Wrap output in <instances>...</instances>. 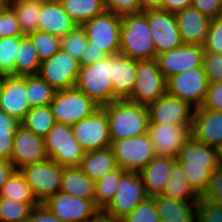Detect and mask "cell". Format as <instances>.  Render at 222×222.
<instances>
[{
    "label": "cell",
    "mask_w": 222,
    "mask_h": 222,
    "mask_svg": "<svg viewBox=\"0 0 222 222\" xmlns=\"http://www.w3.org/2000/svg\"><path fill=\"white\" fill-rule=\"evenodd\" d=\"M176 159L199 195L206 189L211 173L220 168L218 148L201 143L193 136L183 145Z\"/></svg>",
    "instance_id": "obj_1"
},
{
    "label": "cell",
    "mask_w": 222,
    "mask_h": 222,
    "mask_svg": "<svg viewBox=\"0 0 222 222\" xmlns=\"http://www.w3.org/2000/svg\"><path fill=\"white\" fill-rule=\"evenodd\" d=\"M105 108L111 142L147 134L149 113L147 105L127 99L103 105Z\"/></svg>",
    "instance_id": "obj_2"
},
{
    "label": "cell",
    "mask_w": 222,
    "mask_h": 222,
    "mask_svg": "<svg viewBox=\"0 0 222 222\" xmlns=\"http://www.w3.org/2000/svg\"><path fill=\"white\" fill-rule=\"evenodd\" d=\"M119 53L138 61L156 59L147 11L122 16Z\"/></svg>",
    "instance_id": "obj_3"
},
{
    "label": "cell",
    "mask_w": 222,
    "mask_h": 222,
    "mask_svg": "<svg viewBox=\"0 0 222 222\" xmlns=\"http://www.w3.org/2000/svg\"><path fill=\"white\" fill-rule=\"evenodd\" d=\"M75 88L93 99L99 106L114 102L111 81V55L89 65H81Z\"/></svg>",
    "instance_id": "obj_4"
},
{
    "label": "cell",
    "mask_w": 222,
    "mask_h": 222,
    "mask_svg": "<svg viewBox=\"0 0 222 222\" xmlns=\"http://www.w3.org/2000/svg\"><path fill=\"white\" fill-rule=\"evenodd\" d=\"M50 106L56 123L71 126L100 107L93 99L75 87L56 91Z\"/></svg>",
    "instance_id": "obj_5"
},
{
    "label": "cell",
    "mask_w": 222,
    "mask_h": 222,
    "mask_svg": "<svg viewBox=\"0 0 222 222\" xmlns=\"http://www.w3.org/2000/svg\"><path fill=\"white\" fill-rule=\"evenodd\" d=\"M45 144L53 161L63 167H80L85 151L75 139L71 125L55 123L45 137Z\"/></svg>",
    "instance_id": "obj_6"
},
{
    "label": "cell",
    "mask_w": 222,
    "mask_h": 222,
    "mask_svg": "<svg viewBox=\"0 0 222 222\" xmlns=\"http://www.w3.org/2000/svg\"><path fill=\"white\" fill-rule=\"evenodd\" d=\"M64 168L52 159L29 164L20 169L39 203L60 191Z\"/></svg>",
    "instance_id": "obj_7"
},
{
    "label": "cell",
    "mask_w": 222,
    "mask_h": 222,
    "mask_svg": "<svg viewBox=\"0 0 222 222\" xmlns=\"http://www.w3.org/2000/svg\"><path fill=\"white\" fill-rule=\"evenodd\" d=\"M121 23L122 16L105 11L83 24L82 28L91 47L114 55L120 52Z\"/></svg>",
    "instance_id": "obj_8"
},
{
    "label": "cell",
    "mask_w": 222,
    "mask_h": 222,
    "mask_svg": "<svg viewBox=\"0 0 222 222\" xmlns=\"http://www.w3.org/2000/svg\"><path fill=\"white\" fill-rule=\"evenodd\" d=\"M208 79L203 67L188 69L167 79V94L184 100L192 107H202L207 91Z\"/></svg>",
    "instance_id": "obj_9"
},
{
    "label": "cell",
    "mask_w": 222,
    "mask_h": 222,
    "mask_svg": "<svg viewBox=\"0 0 222 222\" xmlns=\"http://www.w3.org/2000/svg\"><path fill=\"white\" fill-rule=\"evenodd\" d=\"M111 147L117 165L129 172H140L156 156L148 134L115 140Z\"/></svg>",
    "instance_id": "obj_10"
},
{
    "label": "cell",
    "mask_w": 222,
    "mask_h": 222,
    "mask_svg": "<svg viewBox=\"0 0 222 222\" xmlns=\"http://www.w3.org/2000/svg\"><path fill=\"white\" fill-rule=\"evenodd\" d=\"M147 197L149 196L139 172L127 171L122 176L112 201L101 212L110 217L122 219Z\"/></svg>",
    "instance_id": "obj_11"
},
{
    "label": "cell",
    "mask_w": 222,
    "mask_h": 222,
    "mask_svg": "<svg viewBox=\"0 0 222 222\" xmlns=\"http://www.w3.org/2000/svg\"><path fill=\"white\" fill-rule=\"evenodd\" d=\"M166 82L156 59L137 60L136 82L127 100L148 105L167 93Z\"/></svg>",
    "instance_id": "obj_12"
},
{
    "label": "cell",
    "mask_w": 222,
    "mask_h": 222,
    "mask_svg": "<svg viewBox=\"0 0 222 222\" xmlns=\"http://www.w3.org/2000/svg\"><path fill=\"white\" fill-rule=\"evenodd\" d=\"M75 139L85 152L111 146L109 123L105 108L100 106L88 117L72 125Z\"/></svg>",
    "instance_id": "obj_13"
},
{
    "label": "cell",
    "mask_w": 222,
    "mask_h": 222,
    "mask_svg": "<svg viewBox=\"0 0 222 222\" xmlns=\"http://www.w3.org/2000/svg\"><path fill=\"white\" fill-rule=\"evenodd\" d=\"M80 62L61 49L51 58L40 63L38 75L54 90H65L75 87Z\"/></svg>",
    "instance_id": "obj_14"
},
{
    "label": "cell",
    "mask_w": 222,
    "mask_h": 222,
    "mask_svg": "<svg viewBox=\"0 0 222 222\" xmlns=\"http://www.w3.org/2000/svg\"><path fill=\"white\" fill-rule=\"evenodd\" d=\"M147 134L156 156L176 159L183 145L192 137V125L149 123Z\"/></svg>",
    "instance_id": "obj_15"
},
{
    "label": "cell",
    "mask_w": 222,
    "mask_h": 222,
    "mask_svg": "<svg viewBox=\"0 0 222 222\" xmlns=\"http://www.w3.org/2000/svg\"><path fill=\"white\" fill-rule=\"evenodd\" d=\"M42 204L62 222H90L100 212L92 201L62 192Z\"/></svg>",
    "instance_id": "obj_16"
},
{
    "label": "cell",
    "mask_w": 222,
    "mask_h": 222,
    "mask_svg": "<svg viewBox=\"0 0 222 222\" xmlns=\"http://www.w3.org/2000/svg\"><path fill=\"white\" fill-rule=\"evenodd\" d=\"M147 19L157 55L184 44L175 14L162 9L148 10Z\"/></svg>",
    "instance_id": "obj_17"
},
{
    "label": "cell",
    "mask_w": 222,
    "mask_h": 222,
    "mask_svg": "<svg viewBox=\"0 0 222 222\" xmlns=\"http://www.w3.org/2000/svg\"><path fill=\"white\" fill-rule=\"evenodd\" d=\"M149 123L192 125L195 108L167 93L147 105Z\"/></svg>",
    "instance_id": "obj_18"
},
{
    "label": "cell",
    "mask_w": 222,
    "mask_h": 222,
    "mask_svg": "<svg viewBox=\"0 0 222 222\" xmlns=\"http://www.w3.org/2000/svg\"><path fill=\"white\" fill-rule=\"evenodd\" d=\"M204 47L197 44H183L175 49L163 52L156 57L159 69L165 79L188 69L202 67Z\"/></svg>",
    "instance_id": "obj_19"
},
{
    "label": "cell",
    "mask_w": 222,
    "mask_h": 222,
    "mask_svg": "<svg viewBox=\"0 0 222 222\" xmlns=\"http://www.w3.org/2000/svg\"><path fill=\"white\" fill-rule=\"evenodd\" d=\"M49 159L46 151L45 138L37 136L23 126L14 133L11 162L16 170L24 166Z\"/></svg>",
    "instance_id": "obj_20"
},
{
    "label": "cell",
    "mask_w": 222,
    "mask_h": 222,
    "mask_svg": "<svg viewBox=\"0 0 222 222\" xmlns=\"http://www.w3.org/2000/svg\"><path fill=\"white\" fill-rule=\"evenodd\" d=\"M0 109L22 121L31 109L26 96V76H4Z\"/></svg>",
    "instance_id": "obj_21"
},
{
    "label": "cell",
    "mask_w": 222,
    "mask_h": 222,
    "mask_svg": "<svg viewBox=\"0 0 222 222\" xmlns=\"http://www.w3.org/2000/svg\"><path fill=\"white\" fill-rule=\"evenodd\" d=\"M192 136L212 147L222 146V111L196 108L192 121Z\"/></svg>",
    "instance_id": "obj_22"
},
{
    "label": "cell",
    "mask_w": 222,
    "mask_h": 222,
    "mask_svg": "<svg viewBox=\"0 0 222 222\" xmlns=\"http://www.w3.org/2000/svg\"><path fill=\"white\" fill-rule=\"evenodd\" d=\"M137 60L122 55H111V81L114 101L128 99L136 82Z\"/></svg>",
    "instance_id": "obj_23"
},
{
    "label": "cell",
    "mask_w": 222,
    "mask_h": 222,
    "mask_svg": "<svg viewBox=\"0 0 222 222\" xmlns=\"http://www.w3.org/2000/svg\"><path fill=\"white\" fill-rule=\"evenodd\" d=\"M175 18L184 44L203 46L211 19L193 7H188L176 13Z\"/></svg>",
    "instance_id": "obj_24"
},
{
    "label": "cell",
    "mask_w": 222,
    "mask_h": 222,
    "mask_svg": "<svg viewBox=\"0 0 222 222\" xmlns=\"http://www.w3.org/2000/svg\"><path fill=\"white\" fill-rule=\"evenodd\" d=\"M76 26L58 0H44L38 17L37 30L62 38Z\"/></svg>",
    "instance_id": "obj_25"
},
{
    "label": "cell",
    "mask_w": 222,
    "mask_h": 222,
    "mask_svg": "<svg viewBox=\"0 0 222 222\" xmlns=\"http://www.w3.org/2000/svg\"><path fill=\"white\" fill-rule=\"evenodd\" d=\"M176 159L155 156L140 172L148 196L162 194L170 178V168Z\"/></svg>",
    "instance_id": "obj_26"
},
{
    "label": "cell",
    "mask_w": 222,
    "mask_h": 222,
    "mask_svg": "<svg viewBox=\"0 0 222 222\" xmlns=\"http://www.w3.org/2000/svg\"><path fill=\"white\" fill-rule=\"evenodd\" d=\"M161 222H192L197 217V202H184L161 194L151 196Z\"/></svg>",
    "instance_id": "obj_27"
},
{
    "label": "cell",
    "mask_w": 222,
    "mask_h": 222,
    "mask_svg": "<svg viewBox=\"0 0 222 222\" xmlns=\"http://www.w3.org/2000/svg\"><path fill=\"white\" fill-rule=\"evenodd\" d=\"M59 192L88 199L95 204V181L80 167L64 168Z\"/></svg>",
    "instance_id": "obj_28"
},
{
    "label": "cell",
    "mask_w": 222,
    "mask_h": 222,
    "mask_svg": "<svg viewBox=\"0 0 222 222\" xmlns=\"http://www.w3.org/2000/svg\"><path fill=\"white\" fill-rule=\"evenodd\" d=\"M118 167L113 148L107 147L85 152L80 168L92 180L102 178L108 172Z\"/></svg>",
    "instance_id": "obj_29"
},
{
    "label": "cell",
    "mask_w": 222,
    "mask_h": 222,
    "mask_svg": "<svg viewBox=\"0 0 222 222\" xmlns=\"http://www.w3.org/2000/svg\"><path fill=\"white\" fill-rule=\"evenodd\" d=\"M161 195L184 202L200 200V195L186 179V175L181 168V163L177 159L172 163L169 181Z\"/></svg>",
    "instance_id": "obj_30"
},
{
    "label": "cell",
    "mask_w": 222,
    "mask_h": 222,
    "mask_svg": "<svg viewBox=\"0 0 222 222\" xmlns=\"http://www.w3.org/2000/svg\"><path fill=\"white\" fill-rule=\"evenodd\" d=\"M77 26L106 11L104 0H58Z\"/></svg>",
    "instance_id": "obj_31"
},
{
    "label": "cell",
    "mask_w": 222,
    "mask_h": 222,
    "mask_svg": "<svg viewBox=\"0 0 222 222\" xmlns=\"http://www.w3.org/2000/svg\"><path fill=\"white\" fill-rule=\"evenodd\" d=\"M40 59L31 39L24 35L20 39L18 52L14 65V76L38 75L40 69Z\"/></svg>",
    "instance_id": "obj_32"
},
{
    "label": "cell",
    "mask_w": 222,
    "mask_h": 222,
    "mask_svg": "<svg viewBox=\"0 0 222 222\" xmlns=\"http://www.w3.org/2000/svg\"><path fill=\"white\" fill-rule=\"evenodd\" d=\"M56 123L50 105L31 107L20 122L28 131L45 138Z\"/></svg>",
    "instance_id": "obj_33"
},
{
    "label": "cell",
    "mask_w": 222,
    "mask_h": 222,
    "mask_svg": "<svg viewBox=\"0 0 222 222\" xmlns=\"http://www.w3.org/2000/svg\"><path fill=\"white\" fill-rule=\"evenodd\" d=\"M44 0H16L11 6L16 13L23 35L37 30L38 17Z\"/></svg>",
    "instance_id": "obj_34"
},
{
    "label": "cell",
    "mask_w": 222,
    "mask_h": 222,
    "mask_svg": "<svg viewBox=\"0 0 222 222\" xmlns=\"http://www.w3.org/2000/svg\"><path fill=\"white\" fill-rule=\"evenodd\" d=\"M126 172L118 166L95 181V205L100 211L112 201L121 178Z\"/></svg>",
    "instance_id": "obj_35"
},
{
    "label": "cell",
    "mask_w": 222,
    "mask_h": 222,
    "mask_svg": "<svg viewBox=\"0 0 222 222\" xmlns=\"http://www.w3.org/2000/svg\"><path fill=\"white\" fill-rule=\"evenodd\" d=\"M0 197L17 200L24 203H39L31 187L27 184L25 176L16 170L0 191Z\"/></svg>",
    "instance_id": "obj_36"
},
{
    "label": "cell",
    "mask_w": 222,
    "mask_h": 222,
    "mask_svg": "<svg viewBox=\"0 0 222 222\" xmlns=\"http://www.w3.org/2000/svg\"><path fill=\"white\" fill-rule=\"evenodd\" d=\"M55 92L39 75L26 76V96L30 107L50 105Z\"/></svg>",
    "instance_id": "obj_37"
},
{
    "label": "cell",
    "mask_w": 222,
    "mask_h": 222,
    "mask_svg": "<svg viewBox=\"0 0 222 222\" xmlns=\"http://www.w3.org/2000/svg\"><path fill=\"white\" fill-rule=\"evenodd\" d=\"M38 204L0 197V222H25Z\"/></svg>",
    "instance_id": "obj_38"
},
{
    "label": "cell",
    "mask_w": 222,
    "mask_h": 222,
    "mask_svg": "<svg viewBox=\"0 0 222 222\" xmlns=\"http://www.w3.org/2000/svg\"><path fill=\"white\" fill-rule=\"evenodd\" d=\"M36 49L41 62L51 58L61 49V37L36 30L27 35Z\"/></svg>",
    "instance_id": "obj_39"
},
{
    "label": "cell",
    "mask_w": 222,
    "mask_h": 222,
    "mask_svg": "<svg viewBox=\"0 0 222 222\" xmlns=\"http://www.w3.org/2000/svg\"><path fill=\"white\" fill-rule=\"evenodd\" d=\"M22 37L0 38V75L14 76L15 59Z\"/></svg>",
    "instance_id": "obj_40"
},
{
    "label": "cell",
    "mask_w": 222,
    "mask_h": 222,
    "mask_svg": "<svg viewBox=\"0 0 222 222\" xmlns=\"http://www.w3.org/2000/svg\"><path fill=\"white\" fill-rule=\"evenodd\" d=\"M88 38L82 26H76L61 38V50L81 61L82 54L87 47Z\"/></svg>",
    "instance_id": "obj_41"
},
{
    "label": "cell",
    "mask_w": 222,
    "mask_h": 222,
    "mask_svg": "<svg viewBox=\"0 0 222 222\" xmlns=\"http://www.w3.org/2000/svg\"><path fill=\"white\" fill-rule=\"evenodd\" d=\"M122 222H161L156 212L154 199L149 196L135 209L122 218Z\"/></svg>",
    "instance_id": "obj_42"
},
{
    "label": "cell",
    "mask_w": 222,
    "mask_h": 222,
    "mask_svg": "<svg viewBox=\"0 0 222 222\" xmlns=\"http://www.w3.org/2000/svg\"><path fill=\"white\" fill-rule=\"evenodd\" d=\"M24 36L15 11L12 7H5L0 12V38Z\"/></svg>",
    "instance_id": "obj_43"
},
{
    "label": "cell",
    "mask_w": 222,
    "mask_h": 222,
    "mask_svg": "<svg viewBox=\"0 0 222 222\" xmlns=\"http://www.w3.org/2000/svg\"><path fill=\"white\" fill-rule=\"evenodd\" d=\"M203 47L205 53H222V16L211 19Z\"/></svg>",
    "instance_id": "obj_44"
},
{
    "label": "cell",
    "mask_w": 222,
    "mask_h": 222,
    "mask_svg": "<svg viewBox=\"0 0 222 222\" xmlns=\"http://www.w3.org/2000/svg\"><path fill=\"white\" fill-rule=\"evenodd\" d=\"M202 67L209 83L222 82V53H204Z\"/></svg>",
    "instance_id": "obj_45"
},
{
    "label": "cell",
    "mask_w": 222,
    "mask_h": 222,
    "mask_svg": "<svg viewBox=\"0 0 222 222\" xmlns=\"http://www.w3.org/2000/svg\"><path fill=\"white\" fill-rule=\"evenodd\" d=\"M201 199L212 201L222 207V169L219 168L211 173L208 184L204 192L200 195Z\"/></svg>",
    "instance_id": "obj_46"
},
{
    "label": "cell",
    "mask_w": 222,
    "mask_h": 222,
    "mask_svg": "<svg viewBox=\"0 0 222 222\" xmlns=\"http://www.w3.org/2000/svg\"><path fill=\"white\" fill-rule=\"evenodd\" d=\"M197 218L198 222H222V207L200 198L197 202Z\"/></svg>",
    "instance_id": "obj_47"
},
{
    "label": "cell",
    "mask_w": 222,
    "mask_h": 222,
    "mask_svg": "<svg viewBox=\"0 0 222 222\" xmlns=\"http://www.w3.org/2000/svg\"><path fill=\"white\" fill-rule=\"evenodd\" d=\"M106 11L119 16L141 12L140 0H104Z\"/></svg>",
    "instance_id": "obj_48"
},
{
    "label": "cell",
    "mask_w": 222,
    "mask_h": 222,
    "mask_svg": "<svg viewBox=\"0 0 222 222\" xmlns=\"http://www.w3.org/2000/svg\"><path fill=\"white\" fill-rule=\"evenodd\" d=\"M202 107L204 109L222 111V82L209 83Z\"/></svg>",
    "instance_id": "obj_49"
},
{
    "label": "cell",
    "mask_w": 222,
    "mask_h": 222,
    "mask_svg": "<svg viewBox=\"0 0 222 222\" xmlns=\"http://www.w3.org/2000/svg\"><path fill=\"white\" fill-rule=\"evenodd\" d=\"M191 7L208 16L210 19L222 16V0H192Z\"/></svg>",
    "instance_id": "obj_50"
},
{
    "label": "cell",
    "mask_w": 222,
    "mask_h": 222,
    "mask_svg": "<svg viewBox=\"0 0 222 222\" xmlns=\"http://www.w3.org/2000/svg\"><path fill=\"white\" fill-rule=\"evenodd\" d=\"M25 222H62L55 214H53L42 203L34 207Z\"/></svg>",
    "instance_id": "obj_51"
},
{
    "label": "cell",
    "mask_w": 222,
    "mask_h": 222,
    "mask_svg": "<svg viewBox=\"0 0 222 222\" xmlns=\"http://www.w3.org/2000/svg\"><path fill=\"white\" fill-rule=\"evenodd\" d=\"M107 56L108 55L102 52L100 49L91 47V43L88 42L87 47L82 54L80 65H89L97 61H101Z\"/></svg>",
    "instance_id": "obj_52"
},
{
    "label": "cell",
    "mask_w": 222,
    "mask_h": 222,
    "mask_svg": "<svg viewBox=\"0 0 222 222\" xmlns=\"http://www.w3.org/2000/svg\"><path fill=\"white\" fill-rule=\"evenodd\" d=\"M20 121L0 109V134H14Z\"/></svg>",
    "instance_id": "obj_53"
},
{
    "label": "cell",
    "mask_w": 222,
    "mask_h": 222,
    "mask_svg": "<svg viewBox=\"0 0 222 222\" xmlns=\"http://www.w3.org/2000/svg\"><path fill=\"white\" fill-rule=\"evenodd\" d=\"M14 134H0V159L11 161Z\"/></svg>",
    "instance_id": "obj_54"
},
{
    "label": "cell",
    "mask_w": 222,
    "mask_h": 222,
    "mask_svg": "<svg viewBox=\"0 0 222 222\" xmlns=\"http://www.w3.org/2000/svg\"><path fill=\"white\" fill-rule=\"evenodd\" d=\"M192 0H163L162 10L176 14L182 10L191 7Z\"/></svg>",
    "instance_id": "obj_55"
},
{
    "label": "cell",
    "mask_w": 222,
    "mask_h": 222,
    "mask_svg": "<svg viewBox=\"0 0 222 222\" xmlns=\"http://www.w3.org/2000/svg\"><path fill=\"white\" fill-rule=\"evenodd\" d=\"M15 171L16 168L10 160L0 159V191Z\"/></svg>",
    "instance_id": "obj_56"
},
{
    "label": "cell",
    "mask_w": 222,
    "mask_h": 222,
    "mask_svg": "<svg viewBox=\"0 0 222 222\" xmlns=\"http://www.w3.org/2000/svg\"><path fill=\"white\" fill-rule=\"evenodd\" d=\"M141 1V12L148 10L162 9L163 0H140Z\"/></svg>",
    "instance_id": "obj_57"
},
{
    "label": "cell",
    "mask_w": 222,
    "mask_h": 222,
    "mask_svg": "<svg viewBox=\"0 0 222 222\" xmlns=\"http://www.w3.org/2000/svg\"><path fill=\"white\" fill-rule=\"evenodd\" d=\"M90 222H122V219L110 217L100 211Z\"/></svg>",
    "instance_id": "obj_58"
},
{
    "label": "cell",
    "mask_w": 222,
    "mask_h": 222,
    "mask_svg": "<svg viewBox=\"0 0 222 222\" xmlns=\"http://www.w3.org/2000/svg\"><path fill=\"white\" fill-rule=\"evenodd\" d=\"M16 0H0L5 7H11Z\"/></svg>",
    "instance_id": "obj_59"
},
{
    "label": "cell",
    "mask_w": 222,
    "mask_h": 222,
    "mask_svg": "<svg viewBox=\"0 0 222 222\" xmlns=\"http://www.w3.org/2000/svg\"><path fill=\"white\" fill-rule=\"evenodd\" d=\"M3 88H4V75H0V101H1Z\"/></svg>",
    "instance_id": "obj_60"
},
{
    "label": "cell",
    "mask_w": 222,
    "mask_h": 222,
    "mask_svg": "<svg viewBox=\"0 0 222 222\" xmlns=\"http://www.w3.org/2000/svg\"><path fill=\"white\" fill-rule=\"evenodd\" d=\"M219 167L222 169V146L218 148Z\"/></svg>",
    "instance_id": "obj_61"
},
{
    "label": "cell",
    "mask_w": 222,
    "mask_h": 222,
    "mask_svg": "<svg viewBox=\"0 0 222 222\" xmlns=\"http://www.w3.org/2000/svg\"><path fill=\"white\" fill-rule=\"evenodd\" d=\"M5 8L3 4L0 3V12Z\"/></svg>",
    "instance_id": "obj_62"
},
{
    "label": "cell",
    "mask_w": 222,
    "mask_h": 222,
    "mask_svg": "<svg viewBox=\"0 0 222 222\" xmlns=\"http://www.w3.org/2000/svg\"><path fill=\"white\" fill-rule=\"evenodd\" d=\"M192 222H198V218L196 217Z\"/></svg>",
    "instance_id": "obj_63"
}]
</instances>
